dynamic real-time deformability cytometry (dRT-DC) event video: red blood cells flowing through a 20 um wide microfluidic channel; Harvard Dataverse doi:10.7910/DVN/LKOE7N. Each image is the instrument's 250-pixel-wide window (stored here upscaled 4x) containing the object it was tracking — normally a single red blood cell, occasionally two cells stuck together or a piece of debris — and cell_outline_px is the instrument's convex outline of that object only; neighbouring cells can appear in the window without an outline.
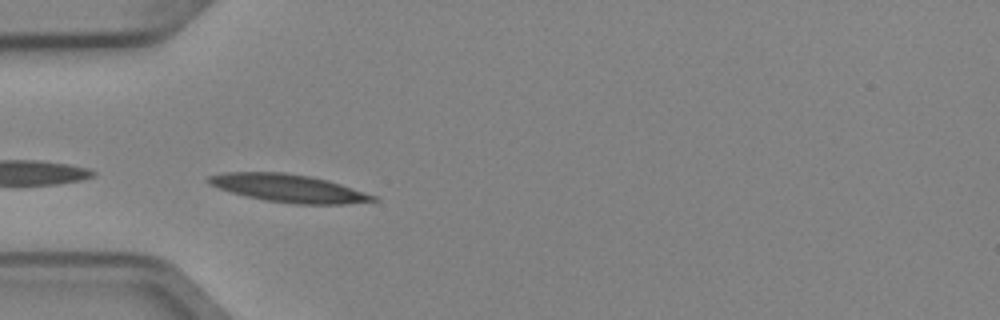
{"species": "Egyptian fruit bat (a non-hibernating species)", "species_latin": "Rousettus aegyptiacus", "temperature_condition": "cold", "stored_images_in_passage": 4, "camera_frame_rate_fps": 3000, "um_per_image_px": 0.085, "animal": {"sex": "female"}, "frame": {"image": 1, "passage_image": 3, "time_ms": 0.667, "image_size_px": [1000, 320], "cell_outline_px": [[380, 200], [344, 204], [292, 204], [264, 200], [232, 192], [208, 184], [204, 180], [208, 176], [224, 172], [284, 172], [312, 176], [328, 180], [376, 196]], "centroid_in_image_um": [24.5, 15.99], "position_along_channel_um": 60.5, "area_um2": 26.7}}
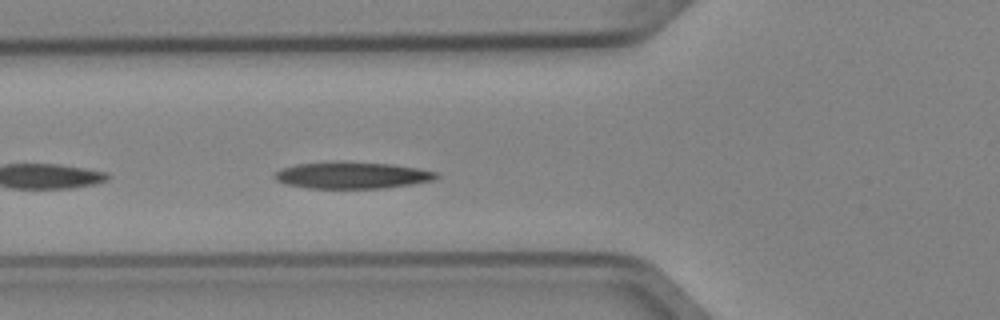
{"frame": {"image": 2, "passage_image": 4, "time_ms": 1.0, "image_size_px": [1000, 320], "cell_outline_px": [[440, 176], [432, 180], [412, 184], [384, 188], [308, 188], [284, 184], [276, 180], [272, 176], [280, 168], [296, 164], [336, 160], [392, 164], [416, 168], [436, 172]], "centroid_in_image_um": [29.86, 14.88], "position_along_channel_um": 95.9, "area_um2": 25.49}}